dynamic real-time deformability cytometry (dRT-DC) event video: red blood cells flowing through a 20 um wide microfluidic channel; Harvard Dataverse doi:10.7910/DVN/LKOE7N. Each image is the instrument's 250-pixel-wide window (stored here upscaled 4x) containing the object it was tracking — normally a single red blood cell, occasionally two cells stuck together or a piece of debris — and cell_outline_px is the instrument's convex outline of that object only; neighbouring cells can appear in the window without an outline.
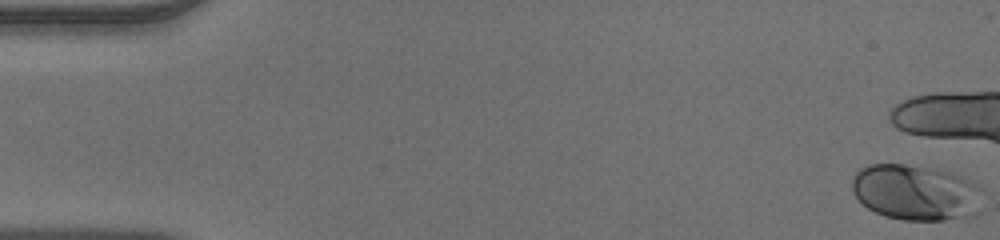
{"species": "human", "species_latin": "Homo sapiens", "temperature_condition": "warm", "stored_images_in_passage": 13, "camera_frame_rate_fps": 3000, "um_per_image_px": 0.085, "donor": {"sex": "male"}, "frame": {"image": 1, "passage_image": 1, "time_ms": 0.0, "image_size_px": [1000, 240], "cell_outline_px": [[984, 192], [980, 212], [976, 216], [944, 220], [904, 220], [884, 216], [868, 208], [852, 192], [852, 176], [860, 168], [868, 164], [904, 164], [936, 168], [952, 172], [984, 188]], "centroid_in_image_um": [77.91, 16.36], "position_along_channel_um": 7.1, "area_um2": 43.29}}